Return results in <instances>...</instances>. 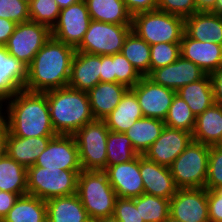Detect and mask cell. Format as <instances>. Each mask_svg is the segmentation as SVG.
<instances>
[{
  "label": "cell",
  "mask_w": 222,
  "mask_h": 222,
  "mask_svg": "<svg viewBox=\"0 0 222 222\" xmlns=\"http://www.w3.org/2000/svg\"><path fill=\"white\" fill-rule=\"evenodd\" d=\"M138 100L143 117L165 120L176 91L154 83L147 76L130 89Z\"/></svg>",
  "instance_id": "obj_12"
},
{
  "label": "cell",
  "mask_w": 222,
  "mask_h": 222,
  "mask_svg": "<svg viewBox=\"0 0 222 222\" xmlns=\"http://www.w3.org/2000/svg\"><path fill=\"white\" fill-rule=\"evenodd\" d=\"M76 194L92 221L113 216L117 195L105 171L82 170Z\"/></svg>",
  "instance_id": "obj_4"
},
{
  "label": "cell",
  "mask_w": 222,
  "mask_h": 222,
  "mask_svg": "<svg viewBox=\"0 0 222 222\" xmlns=\"http://www.w3.org/2000/svg\"><path fill=\"white\" fill-rule=\"evenodd\" d=\"M0 191L27 194V169L7 154L0 159Z\"/></svg>",
  "instance_id": "obj_32"
},
{
  "label": "cell",
  "mask_w": 222,
  "mask_h": 222,
  "mask_svg": "<svg viewBox=\"0 0 222 222\" xmlns=\"http://www.w3.org/2000/svg\"><path fill=\"white\" fill-rule=\"evenodd\" d=\"M7 126L13 136L55 137L47 96L41 92L18 91L7 101Z\"/></svg>",
  "instance_id": "obj_2"
},
{
  "label": "cell",
  "mask_w": 222,
  "mask_h": 222,
  "mask_svg": "<svg viewBox=\"0 0 222 222\" xmlns=\"http://www.w3.org/2000/svg\"><path fill=\"white\" fill-rule=\"evenodd\" d=\"M143 118L136 95L129 89L118 106L104 119L109 131L124 133L135 121Z\"/></svg>",
  "instance_id": "obj_27"
},
{
  "label": "cell",
  "mask_w": 222,
  "mask_h": 222,
  "mask_svg": "<svg viewBox=\"0 0 222 222\" xmlns=\"http://www.w3.org/2000/svg\"><path fill=\"white\" fill-rule=\"evenodd\" d=\"M192 135L195 142L219 145L222 142V106L214 103L196 116Z\"/></svg>",
  "instance_id": "obj_26"
},
{
  "label": "cell",
  "mask_w": 222,
  "mask_h": 222,
  "mask_svg": "<svg viewBox=\"0 0 222 222\" xmlns=\"http://www.w3.org/2000/svg\"><path fill=\"white\" fill-rule=\"evenodd\" d=\"M132 31L149 45L180 43L184 18L159 10L140 12L132 16Z\"/></svg>",
  "instance_id": "obj_5"
},
{
  "label": "cell",
  "mask_w": 222,
  "mask_h": 222,
  "mask_svg": "<svg viewBox=\"0 0 222 222\" xmlns=\"http://www.w3.org/2000/svg\"><path fill=\"white\" fill-rule=\"evenodd\" d=\"M18 198V194L0 191V222L8 214Z\"/></svg>",
  "instance_id": "obj_48"
},
{
  "label": "cell",
  "mask_w": 222,
  "mask_h": 222,
  "mask_svg": "<svg viewBox=\"0 0 222 222\" xmlns=\"http://www.w3.org/2000/svg\"><path fill=\"white\" fill-rule=\"evenodd\" d=\"M7 101H8V99H6L3 96H0V130L7 125V115H6L7 110L4 109V107L7 105ZM2 111H4V112H2Z\"/></svg>",
  "instance_id": "obj_52"
},
{
  "label": "cell",
  "mask_w": 222,
  "mask_h": 222,
  "mask_svg": "<svg viewBox=\"0 0 222 222\" xmlns=\"http://www.w3.org/2000/svg\"><path fill=\"white\" fill-rule=\"evenodd\" d=\"M33 166L47 169L82 170L74 136L58 134L53 137Z\"/></svg>",
  "instance_id": "obj_13"
},
{
  "label": "cell",
  "mask_w": 222,
  "mask_h": 222,
  "mask_svg": "<svg viewBox=\"0 0 222 222\" xmlns=\"http://www.w3.org/2000/svg\"><path fill=\"white\" fill-rule=\"evenodd\" d=\"M143 76L122 53L114 54V83H120L131 89Z\"/></svg>",
  "instance_id": "obj_39"
},
{
  "label": "cell",
  "mask_w": 222,
  "mask_h": 222,
  "mask_svg": "<svg viewBox=\"0 0 222 222\" xmlns=\"http://www.w3.org/2000/svg\"><path fill=\"white\" fill-rule=\"evenodd\" d=\"M91 21L84 0L61 9L57 23L51 29V36L76 48L82 41Z\"/></svg>",
  "instance_id": "obj_11"
},
{
  "label": "cell",
  "mask_w": 222,
  "mask_h": 222,
  "mask_svg": "<svg viewBox=\"0 0 222 222\" xmlns=\"http://www.w3.org/2000/svg\"><path fill=\"white\" fill-rule=\"evenodd\" d=\"M164 127L165 123L163 120L143 117L135 121L124 133L130 139L134 150L139 155H144L160 136Z\"/></svg>",
  "instance_id": "obj_29"
},
{
  "label": "cell",
  "mask_w": 222,
  "mask_h": 222,
  "mask_svg": "<svg viewBox=\"0 0 222 222\" xmlns=\"http://www.w3.org/2000/svg\"><path fill=\"white\" fill-rule=\"evenodd\" d=\"M91 20L111 24H132L123 0H84Z\"/></svg>",
  "instance_id": "obj_30"
},
{
  "label": "cell",
  "mask_w": 222,
  "mask_h": 222,
  "mask_svg": "<svg viewBox=\"0 0 222 222\" xmlns=\"http://www.w3.org/2000/svg\"><path fill=\"white\" fill-rule=\"evenodd\" d=\"M132 24H111L91 20L81 43L75 48L93 55L121 53L126 36Z\"/></svg>",
  "instance_id": "obj_9"
},
{
  "label": "cell",
  "mask_w": 222,
  "mask_h": 222,
  "mask_svg": "<svg viewBox=\"0 0 222 222\" xmlns=\"http://www.w3.org/2000/svg\"><path fill=\"white\" fill-rule=\"evenodd\" d=\"M47 222H91L77 194L46 201Z\"/></svg>",
  "instance_id": "obj_25"
},
{
  "label": "cell",
  "mask_w": 222,
  "mask_h": 222,
  "mask_svg": "<svg viewBox=\"0 0 222 222\" xmlns=\"http://www.w3.org/2000/svg\"><path fill=\"white\" fill-rule=\"evenodd\" d=\"M192 141V133L165 126L143 156L157 164L169 167Z\"/></svg>",
  "instance_id": "obj_15"
},
{
  "label": "cell",
  "mask_w": 222,
  "mask_h": 222,
  "mask_svg": "<svg viewBox=\"0 0 222 222\" xmlns=\"http://www.w3.org/2000/svg\"><path fill=\"white\" fill-rule=\"evenodd\" d=\"M107 167L130 162L139 154L134 150L130 139L125 133L109 131L106 143Z\"/></svg>",
  "instance_id": "obj_34"
},
{
  "label": "cell",
  "mask_w": 222,
  "mask_h": 222,
  "mask_svg": "<svg viewBox=\"0 0 222 222\" xmlns=\"http://www.w3.org/2000/svg\"><path fill=\"white\" fill-rule=\"evenodd\" d=\"M75 52L73 46L51 36L27 67L24 90L44 93L67 87Z\"/></svg>",
  "instance_id": "obj_1"
},
{
  "label": "cell",
  "mask_w": 222,
  "mask_h": 222,
  "mask_svg": "<svg viewBox=\"0 0 222 222\" xmlns=\"http://www.w3.org/2000/svg\"><path fill=\"white\" fill-rule=\"evenodd\" d=\"M209 147V145L192 141L169 166L178 189L205 187Z\"/></svg>",
  "instance_id": "obj_7"
},
{
  "label": "cell",
  "mask_w": 222,
  "mask_h": 222,
  "mask_svg": "<svg viewBox=\"0 0 222 222\" xmlns=\"http://www.w3.org/2000/svg\"><path fill=\"white\" fill-rule=\"evenodd\" d=\"M104 171L117 197L135 198L144 193L140 155L130 162L108 166Z\"/></svg>",
  "instance_id": "obj_16"
},
{
  "label": "cell",
  "mask_w": 222,
  "mask_h": 222,
  "mask_svg": "<svg viewBox=\"0 0 222 222\" xmlns=\"http://www.w3.org/2000/svg\"><path fill=\"white\" fill-rule=\"evenodd\" d=\"M9 135V129L6 125L0 130V159L6 155L7 149V137Z\"/></svg>",
  "instance_id": "obj_51"
},
{
  "label": "cell",
  "mask_w": 222,
  "mask_h": 222,
  "mask_svg": "<svg viewBox=\"0 0 222 222\" xmlns=\"http://www.w3.org/2000/svg\"><path fill=\"white\" fill-rule=\"evenodd\" d=\"M196 116L192 113L187 103L175 95L164 120L165 126L192 133Z\"/></svg>",
  "instance_id": "obj_36"
},
{
  "label": "cell",
  "mask_w": 222,
  "mask_h": 222,
  "mask_svg": "<svg viewBox=\"0 0 222 222\" xmlns=\"http://www.w3.org/2000/svg\"><path fill=\"white\" fill-rule=\"evenodd\" d=\"M81 171L29 167L27 169V194L44 201L76 194L78 175Z\"/></svg>",
  "instance_id": "obj_6"
},
{
  "label": "cell",
  "mask_w": 222,
  "mask_h": 222,
  "mask_svg": "<svg viewBox=\"0 0 222 222\" xmlns=\"http://www.w3.org/2000/svg\"><path fill=\"white\" fill-rule=\"evenodd\" d=\"M0 18L17 24L30 20L28 4L21 0H0Z\"/></svg>",
  "instance_id": "obj_41"
},
{
  "label": "cell",
  "mask_w": 222,
  "mask_h": 222,
  "mask_svg": "<svg viewBox=\"0 0 222 222\" xmlns=\"http://www.w3.org/2000/svg\"><path fill=\"white\" fill-rule=\"evenodd\" d=\"M212 13L222 16V0H217L215 9Z\"/></svg>",
  "instance_id": "obj_55"
},
{
  "label": "cell",
  "mask_w": 222,
  "mask_h": 222,
  "mask_svg": "<svg viewBox=\"0 0 222 222\" xmlns=\"http://www.w3.org/2000/svg\"><path fill=\"white\" fill-rule=\"evenodd\" d=\"M180 57V43L150 45V72L172 64Z\"/></svg>",
  "instance_id": "obj_38"
},
{
  "label": "cell",
  "mask_w": 222,
  "mask_h": 222,
  "mask_svg": "<svg viewBox=\"0 0 222 222\" xmlns=\"http://www.w3.org/2000/svg\"><path fill=\"white\" fill-rule=\"evenodd\" d=\"M50 37L48 26L29 20L16 25L5 47L10 55L28 67Z\"/></svg>",
  "instance_id": "obj_10"
},
{
  "label": "cell",
  "mask_w": 222,
  "mask_h": 222,
  "mask_svg": "<svg viewBox=\"0 0 222 222\" xmlns=\"http://www.w3.org/2000/svg\"><path fill=\"white\" fill-rule=\"evenodd\" d=\"M16 25L17 23L12 20L0 18V46H5Z\"/></svg>",
  "instance_id": "obj_49"
},
{
  "label": "cell",
  "mask_w": 222,
  "mask_h": 222,
  "mask_svg": "<svg viewBox=\"0 0 222 222\" xmlns=\"http://www.w3.org/2000/svg\"><path fill=\"white\" fill-rule=\"evenodd\" d=\"M28 7L30 20L50 29L57 23L61 11L55 0H32Z\"/></svg>",
  "instance_id": "obj_37"
},
{
  "label": "cell",
  "mask_w": 222,
  "mask_h": 222,
  "mask_svg": "<svg viewBox=\"0 0 222 222\" xmlns=\"http://www.w3.org/2000/svg\"><path fill=\"white\" fill-rule=\"evenodd\" d=\"M44 93L47 96L51 123L57 134L73 135L95 120L87 92L67 86Z\"/></svg>",
  "instance_id": "obj_3"
},
{
  "label": "cell",
  "mask_w": 222,
  "mask_h": 222,
  "mask_svg": "<svg viewBox=\"0 0 222 222\" xmlns=\"http://www.w3.org/2000/svg\"><path fill=\"white\" fill-rule=\"evenodd\" d=\"M53 137H18L10 132L7 137L6 154L28 169L37 161Z\"/></svg>",
  "instance_id": "obj_24"
},
{
  "label": "cell",
  "mask_w": 222,
  "mask_h": 222,
  "mask_svg": "<svg viewBox=\"0 0 222 222\" xmlns=\"http://www.w3.org/2000/svg\"><path fill=\"white\" fill-rule=\"evenodd\" d=\"M219 187H222V146L211 145L209 147L208 173L204 188L214 190Z\"/></svg>",
  "instance_id": "obj_40"
},
{
  "label": "cell",
  "mask_w": 222,
  "mask_h": 222,
  "mask_svg": "<svg viewBox=\"0 0 222 222\" xmlns=\"http://www.w3.org/2000/svg\"><path fill=\"white\" fill-rule=\"evenodd\" d=\"M169 213L181 222H209L207 190L178 189L170 199Z\"/></svg>",
  "instance_id": "obj_14"
},
{
  "label": "cell",
  "mask_w": 222,
  "mask_h": 222,
  "mask_svg": "<svg viewBox=\"0 0 222 222\" xmlns=\"http://www.w3.org/2000/svg\"><path fill=\"white\" fill-rule=\"evenodd\" d=\"M1 222H47L46 201L29 194L19 196Z\"/></svg>",
  "instance_id": "obj_31"
},
{
  "label": "cell",
  "mask_w": 222,
  "mask_h": 222,
  "mask_svg": "<svg viewBox=\"0 0 222 222\" xmlns=\"http://www.w3.org/2000/svg\"><path fill=\"white\" fill-rule=\"evenodd\" d=\"M108 134L105 121L99 119L87 123L73 134L82 170L104 171L107 168Z\"/></svg>",
  "instance_id": "obj_8"
},
{
  "label": "cell",
  "mask_w": 222,
  "mask_h": 222,
  "mask_svg": "<svg viewBox=\"0 0 222 222\" xmlns=\"http://www.w3.org/2000/svg\"><path fill=\"white\" fill-rule=\"evenodd\" d=\"M128 12L133 16L140 12L157 10L158 0H123Z\"/></svg>",
  "instance_id": "obj_45"
},
{
  "label": "cell",
  "mask_w": 222,
  "mask_h": 222,
  "mask_svg": "<svg viewBox=\"0 0 222 222\" xmlns=\"http://www.w3.org/2000/svg\"><path fill=\"white\" fill-rule=\"evenodd\" d=\"M100 82L114 83V54L101 55Z\"/></svg>",
  "instance_id": "obj_46"
},
{
  "label": "cell",
  "mask_w": 222,
  "mask_h": 222,
  "mask_svg": "<svg viewBox=\"0 0 222 222\" xmlns=\"http://www.w3.org/2000/svg\"><path fill=\"white\" fill-rule=\"evenodd\" d=\"M184 32L194 40L222 45V16L196 12L184 19Z\"/></svg>",
  "instance_id": "obj_23"
},
{
  "label": "cell",
  "mask_w": 222,
  "mask_h": 222,
  "mask_svg": "<svg viewBox=\"0 0 222 222\" xmlns=\"http://www.w3.org/2000/svg\"><path fill=\"white\" fill-rule=\"evenodd\" d=\"M176 95L187 103L195 116L202 114L215 103L209 74L181 87L176 91Z\"/></svg>",
  "instance_id": "obj_28"
},
{
  "label": "cell",
  "mask_w": 222,
  "mask_h": 222,
  "mask_svg": "<svg viewBox=\"0 0 222 222\" xmlns=\"http://www.w3.org/2000/svg\"><path fill=\"white\" fill-rule=\"evenodd\" d=\"M60 9L67 8L68 6L76 3L79 0H55Z\"/></svg>",
  "instance_id": "obj_53"
},
{
  "label": "cell",
  "mask_w": 222,
  "mask_h": 222,
  "mask_svg": "<svg viewBox=\"0 0 222 222\" xmlns=\"http://www.w3.org/2000/svg\"><path fill=\"white\" fill-rule=\"evenodd\" d=\"M21 1H24V2H26L27 4H29L32 0H21Z\"/></svg>",
  "instance_id": "obj_57"
},
{
  "label": "cell",
  "mask_w": 222,
  "mask_h": 222,
  "mask_svg": "<svg viewBox=\"0 0 222 222\" xmlns=\"http://www.w3.org/2000/svg\"><path fill=\"white\" fill-rule=\"evenodd\" d=\"M135 205L144 222H164L170 216V199L143 193L135 197Z\"/></svg>",
  "instance_id": "obj_35"
},
{
  "label": "cell",
  "mask_w": 222,
  "mask_h": 222,
  "mask_svg": "<svg viewBox=\"0 0 222 222\" xmlns=\"http://www.w3.org/2000/svg\"><path fill=\"white\" fill-rule=\"evenodd\" d=\"M121 53L142 76L150 73V45L134 31L126 36Z\"/></svg>",
  "instance_id": "obj_33"
},
{
  "label": "cell",
  "mask_w": 222,
  "mask_h": 222,
  "mask_svg": "<svg viewBox=\"0 0 222 222\" xmlns=\"http://www.w3.org/2000/svg\"><path fill=\"white\" fill-rule=\"evenodd\" d=\"M94 222H120V221L114 216H109V217L98 218L94 220Z\"/></svg>",
  "instance_id": "obj_54"
},
{
  "label": "cell",
  "mask_w": 222,
  "mask_h": 222,
  "mask_svg": "<svg viewBox=\"0 0 222 222\" xmlns=\"http://www.w3.org/2000/svg\"><path fill=\"white\" fill-rule=\"evenodd\" d=\"M140 175L146 194L171 199L178 190L169 167L148 160L143 155H140Z\"/></svg>",
  "instance_id": "obj_19"
},
{
  "label": "cell",
  "mask_w": 222,
  "mask_h": 222,
  "mask_svg": "<svg viewBox=\"0 0 222 222\" xmlns=\"http://www.w3.org/2000/svg\"><path fill=\"white\" fill-rule=\"evenodd\" d=\"M157 10L187 18L198 12L195 0H158Z\"/></svg>",
  "instance_id": "obj_42"
},
{
  "label": "cell",
  "mask_w": 222,
  "mask_h": 222,
  "mask_svg": "<svg viewBox=\"0 0 222 222\" xmlns=\"http://www.w3.org/2000/svg\"><path fill=\"white\" fill-rule=\"evenodd\" d=\"M27 66L0 46V96L9 99L24 89Z\"/></svg>",
  "instance_id": "obj_21"
},
{
  "label": "cell",
  "mask_w": 222,
  "mask_h": 222,
  "mask_svg": "<svg viewBox=\"0 0 222 222\" xmlns=\"http://www.w3.org/2000/svg\"><path fill=\"white\" fill-rule=\"evenodd\" d=\"M215 104L222 106V66L209 74Z\"/></svg>",
  "instance_id": "obj_47"
},
{
  "label": "cell",
  "mask_w": 222,
  "mask_h": 222,
  "mask_svg": "<svg viewBox=\"0 0 222 222\" xmlns=\"http://www.w3.org/2000/svg\"><path fill=\"white\" fill-rule=\"evenodd\" d=\"M205 75L199 66L180 55L175 62L152 70L147 77L156 84L177 91L187 84L202 79Z\"/></svg>",
  "instance_id": "obj_17"
},
{
  "label": "cell",
  "mask_w": 222,
  "mask_h": 222,
  "mask_svg": "<svg viewBox=\"0 0 222 222\" xmlns=\"http://www.w3.org/2000/svg\"><path fill=\"white\" fill-rule=\"evenodd\" d=\"M164 222H181V221L176 220V219L172 218L171 216H169Z\"/></svg>",
  "instance_id": "obj_56"
},
{
  "label": "cell",
  "mask_w": 222,
  "mask_h": 222,
  "mask_svg": "<svg viewBox=\"0 0 222 222\" xmlns=\"http://www.w3.org/2000/svg\"><path fill=\"white\" fill-rule=\"evenodd\" d=\"M129 90L120 83L100 82L88 93L91 111L95 119L104 120L120 103Z\"/></svg>",
  "instance_id": "obj_22"
},
{
  "label": "cell",
  "mask_w": 222,
  "mask_h": 222,
  "mask_svg": "<svg viewBox=\"0 0 222 222\" xmlns=\"http://www.w3.org/2000/svg\"><path fill=\"white\" fill-rule=\"evenodd\" d=\"M180 55L210 74L222 66V45L211 41H197L185 32L180 42Z\"/></svg>",
  "instance_id": "obj_18"
},
{
  "label": "cell",
  "mask_w": 222,
  "mask_h": 222,
  "mask_svg": "<svg viewBox=\"0 0 222 222\" xmlns=\"http://www.w3.org/2000/svg\"><path fill=\"white\" fill-rule=\"evenodd\" d=\"M216 3L217 0H195L198 12H212Z\"/></svg>",
  "instance_id": "obj_50"
},
{
  "label": "cell",
  "mask_w": 222,
  "mask_h": 222,
  "mask_svg": "<svg viewBox=\"0 0 222 222\" xmlns=\"http://www.w3.org/2000/svg\"><path fill=\"white\" fill-rule=\"evenodd\" d=\"M113 216L120 222H144L135 205V198L117 197Z\"/></svg>",
  "instance_id": "obj_43"
},
{
  "label": "cell",
  "mask_w": 222,
  "mask_h": 222,
  "mask_svg": "<svg viewBox=\"0 0 222 222\" xmlns=\"http://www.w3.org/2000/svg\"><path fill=\"white\" fill-rule=\"evenodd\" d=\"M209 222H222V187L207 190Z\"/></svg>",
  "instance_id": "obj_44"
},
{
  "label": "cell",
  "mask_w": 222,
  "mask_h": 222,
  "mask_svg": "<svg viewBox=\"0 0 222 222\" xmlns=\"http://www.w3.org/2000/svg\"><path fill=\"white\" fill-rule=\"evenodd\" d=\"M101 56L76 51L71 64L68 87L88 92L100 83Z\"/></svg>",
  "instance_id": "obj_20"
}]
</instances>
